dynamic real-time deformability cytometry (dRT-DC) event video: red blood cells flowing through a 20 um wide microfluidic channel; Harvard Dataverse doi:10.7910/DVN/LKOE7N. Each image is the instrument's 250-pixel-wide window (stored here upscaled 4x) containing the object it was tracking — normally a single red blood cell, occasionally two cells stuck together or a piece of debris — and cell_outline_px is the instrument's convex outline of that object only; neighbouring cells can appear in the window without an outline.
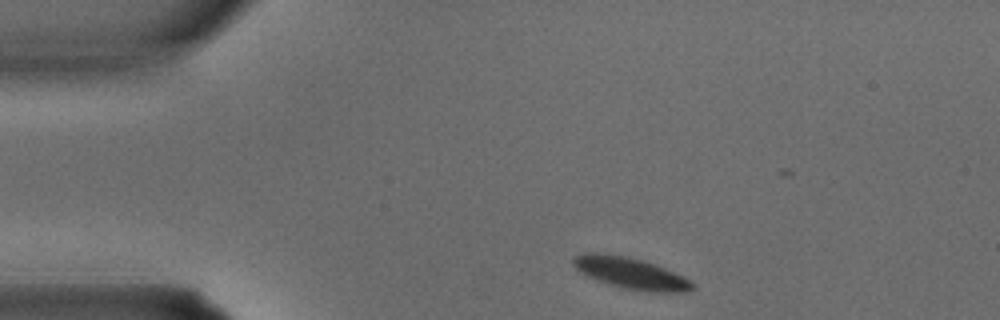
{"species": "common noctule bat (a hibernating species)", "species_latin": "Nyctalus noctula", "temperature_condition": "warm", "stored_images_in_passage": 3, "camera_frame_rate_fps": 3000, "um_per_image_px": 0.085, "animal": {"sex": "male", "body_mass_g": 15.6}, "frame": {"image": 1, "passage_image": 1, "time_ms": 0.0, "image_size_px": [1000, 320], "cell_outline_px": [[696, 288], [684, 292], [648, 292], [624, 288], [608, 284], [588, 276], [580, 272], [572, 264], [572, 256], [584, 252], [596, 252], [628, 256], [664, 268], [688, 280]], "centroid_in_image_um": [53.52, 23.21], "position_along_channel_um": 31.5, "area_um2": 21.56}}